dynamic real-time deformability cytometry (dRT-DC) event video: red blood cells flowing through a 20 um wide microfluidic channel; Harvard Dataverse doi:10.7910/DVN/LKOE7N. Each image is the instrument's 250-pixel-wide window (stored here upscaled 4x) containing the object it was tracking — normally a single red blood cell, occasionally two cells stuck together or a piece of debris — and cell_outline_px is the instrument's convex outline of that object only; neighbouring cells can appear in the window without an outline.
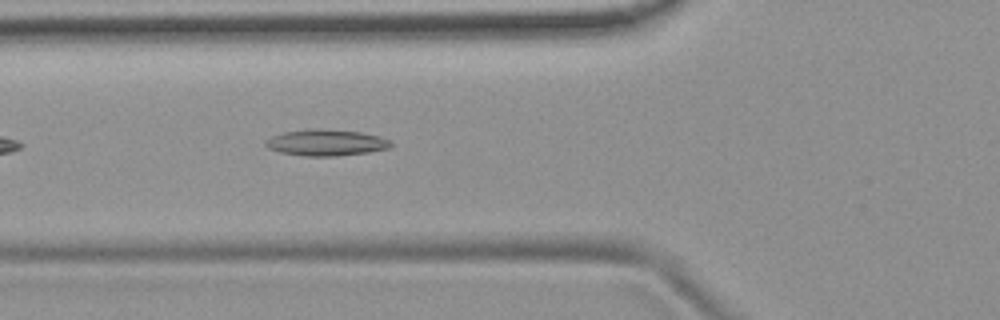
{"species": "common noctule bat (a hibernating species)", "species_latin": "Nyctalus noctula", "temperature_condition": "room temperature", "stored_images_in_passage": 12, "camera_frame_rate_fps": 3000, "um_per_image_px": 0.085, "animal": {"sex": "female", "body_mass_g": 19.9}, "frame": {"image": 1, "passage_image": 6, "time_ms": 1.667, "image_size_px": [1000, 320], "cell_outline_px": [[392, 144], [388, 148], [368, 152], [336, 156], [304, 156], [280, 152], [268, 148], [264, 144], [264, 140], [272, 136], [284, 132], [312, 128], [320, 128], [360, 132], [380, 136], [392, 140]], "centroid_in_image_um": [27.71, 12.11], "position_along_channel_um": 98.1, "area_um2": 19.31}}
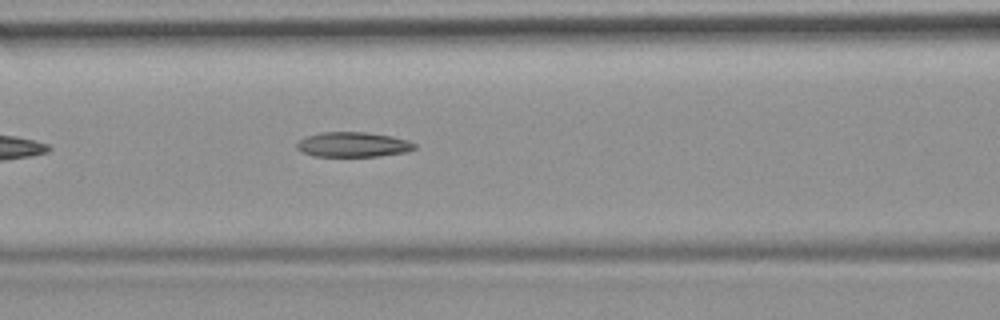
{"frame": {"image": 2, "passage_image": 9, "time_ms": 2.667, "image_size_px": [1000, 320], "cell_outline_px": [[416, 148], [408, 152], [380, 156], [316, 156], [300, 152], [296, 148], [296, 144], [304, 136], [320, 132], [364, 132], [392, 136], [408, 140], [416, 144]], "centroid_in_image_um": [30.0, 12.28], "position_along_channel_um": 136.6, "area_um2": 17.28}}